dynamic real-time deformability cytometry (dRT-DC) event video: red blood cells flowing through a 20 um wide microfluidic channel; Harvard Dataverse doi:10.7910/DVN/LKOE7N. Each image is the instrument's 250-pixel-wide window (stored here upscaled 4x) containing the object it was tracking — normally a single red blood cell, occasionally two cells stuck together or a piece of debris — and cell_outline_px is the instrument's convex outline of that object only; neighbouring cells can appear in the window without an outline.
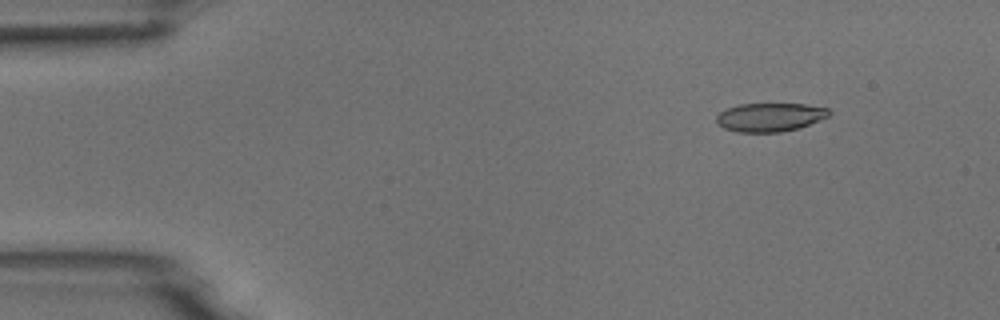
{"species": "common noctule bat (a hibernating species)", "species_latin": "Nyctalus noctula", "temperature_condition": "room temperature", "stored_images_in_passage": 6, "camera_frame_rate_fps": 3000, "um_per_image_px": 0.085, "animal": {"sex": "male", "body_mass_g": 18.8}, "frame": {"image": 1, "passage_image": 2, "time_ms": 1.0, "image_size_px": [1000, 320], "cell_outline_px": [[832, 112], [828, 116], [820, 120], [800, 128], [780, 132], [736, 132], [724, 128], [716, 124], [716, 116], [720, 112], [728, 108], [740, 104], [804, 104], [828, 108]], "centroid_in_image_um": [65.44, 9.97], "position_along_channel_um": 19.6, "area_um2": 18.84}}
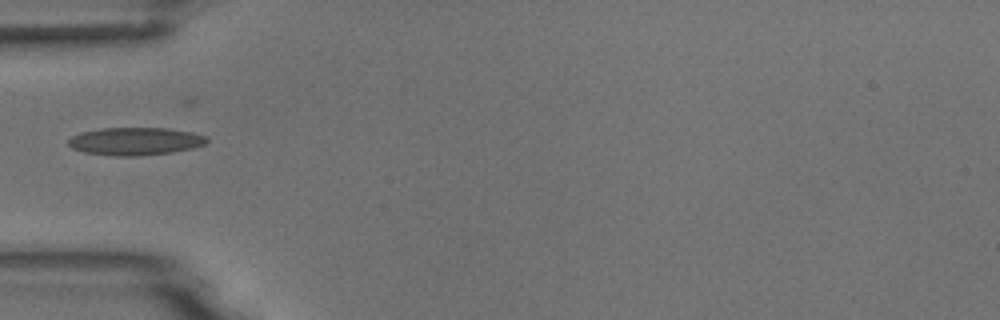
{"frame": {"image": 2, "passage_image": 5, "time_ms": 4.667, "image_size_px": [1000, 320], "cell_outline_px": [[208, 140], [204, 144], [192, 148], [172, 152], [136, 156], [116, 156], [84, 152], [72, 148], [68, 144], [68, 140], [72, 136], [80, 132], [100, 128], [168, 128], [192, 132], [208, 136]], "centroid_in_image_um": [11.49, 12.0], "position_along_channel_um": 73.5, "area_um2": 22.43}}